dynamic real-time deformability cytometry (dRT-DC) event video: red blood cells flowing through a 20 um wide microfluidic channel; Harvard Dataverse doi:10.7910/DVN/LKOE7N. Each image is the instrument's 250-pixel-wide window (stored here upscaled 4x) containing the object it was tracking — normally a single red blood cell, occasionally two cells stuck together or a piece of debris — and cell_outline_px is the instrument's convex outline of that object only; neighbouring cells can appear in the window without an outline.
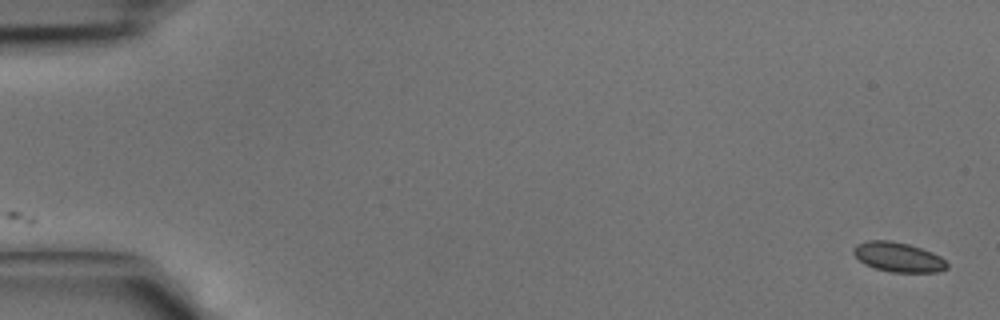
{"species": "common noctule bat (a hibernating species)", "species_latin": "Nyctalus noctula", "temperature_condition": "cold", "stored_images_in_passage": 43, "camera_frame_rate_fps": 3000, "um_per_image_px": 0.085, "animal": {"sex": "male", "body_mass_g": 15.6}, "frame": {"image": 1, "passage_image": 1, "time_ms": 0.0, "image_size_px": [1000, 320], "cell_outline_px": [[948, 268], [936, 272], [892, 272], [876, 268], [864, 264], [852, 252], [852, 248], [856, 244], [868, 240], [892, 240], [908, 244], [932, 252], [940, 256], [948, 264]], "centroid_in_image_um": [76.33, 21.84], "position_along_channel_um": 8.7, "area_um2": 16.13}}
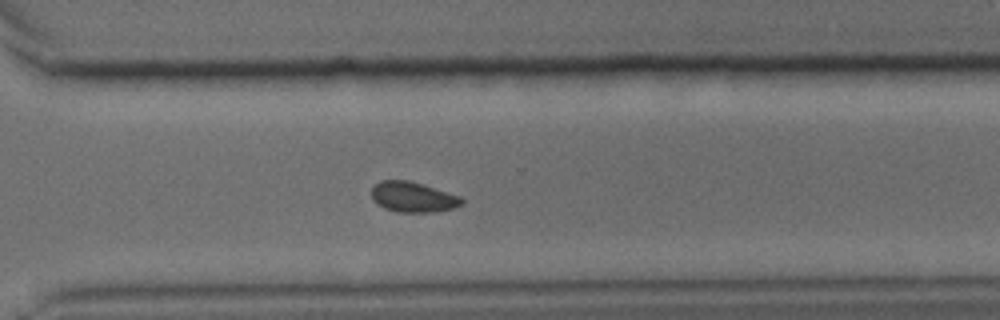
{"frame": {"image": 2, "passage_image": 31, "time_ms": 10.0, "image_size_px": [1000, 320], "cell_outline_px": [[464, 204], [452, 208], [432, 212], [396, 212], [384, 208], [376, 204], [372, 200], [372, 188], [380, 180], [408, 180], [460, 196], [464, 200]], "centroid_in_image_um": [35.08, 16.75], "position_along_channel_um": 335.5, "area_um2": 15.9}}
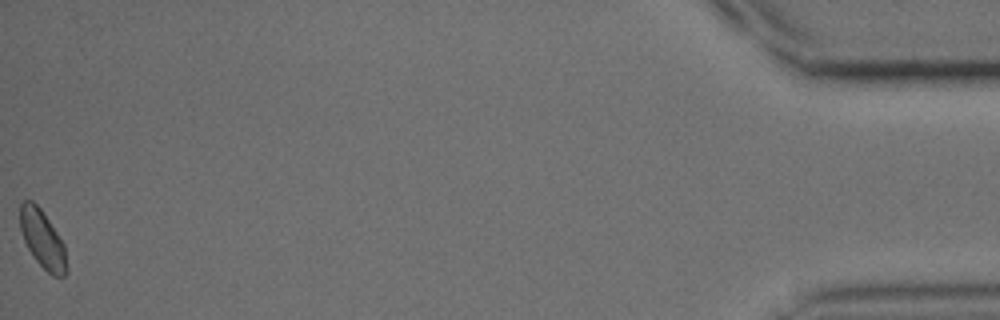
{"frame": {"image": 3, "passage_image": 43, "time_ms": 14.0, "image_size_px": [1000, 320], "cell_outline_px": [[68, 272], [64, 276], [52, 276], [36, 260], [28, 248], [24, 240], [20, 228], [20, 204], [24, 200], [32, 200], [40, 208], [64, 244], [68, 268]], "centroid_in_image_um": [3.62, 20.35], "position_along_channel_um": 431.6, "area_um2": 15.55}}